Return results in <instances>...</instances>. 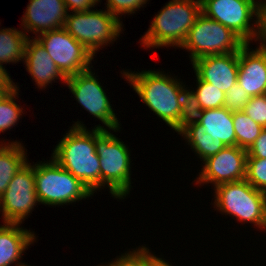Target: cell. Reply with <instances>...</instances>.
<instances>
[{
    "label": "cell",
    "mask_w": 266,
    "mask_h": 266,
    "mask_svg": "<svg viewBox=\"0 0 266 266\" xmlns=\"http://www.w3.org/2000/svg\"><path fill=\"white\" fill-rule=\"evenodd\" d=\"M54 147L51 157L94 194L101 190L100 159L96 153V128L87 129L81 121L73 122Z\"/></svg>",
    "instance_id": "6da1fadb"
},
{
    "label": "cell",
    "mask_w": 266,
    "mask_h": 266,
    "mask_svg": "<svg viewBox=\"0 0 266 266\" xmlns=\"http://www.w3.org/2000/svg\"><path fill=\"white\" fill-rule=\"evenodd\" d=\"M164 70H121L125 78L137 93L141 102L148 106L168 127L180 134L181 107L177 102L179 88L184 84L175 74Z\"/></svg>",
    "instance_id": "7a4b0ae2"
},
{
    "label": "cell",
    "mask_w": 266,
    "mask_h": 266,
    "mask_svg": "<svg viewBox=\"0 0 266 266\" xmlns=\"http://www.w3.org/2000/svg\"><path fill=\"white\" fill-rule=\"evenodd\" d=\"M201 13V0H170L158 11L139 43L145 49L180 48Z\"/></svg>",
    "instance_id": "3957f363"
},
{
    "label": "cell",
    "mask_w": 266,
    "mask_h": 266,
    "mask_svg": "<svg viewBox=\"0 0 266 266\" xmlns=\"http://www.w3.org/2000/svg\"><path fill=\"white\" fill-rule=\"evenodd\" d=\"M111 130L96 128L95 149L100 159L101 190L109 189L115 199L123 200L130 194L131 183V150L128 144L118 138ZM114 131V132H111Z\"/></svg>",
    "instance_id": "277c9868"
},
{
    "label": "cell",
    "mask_w": 266,
    "mask_h": 266,
    "mask_svg": "<svg viewBox=\"0 0 266 266\" xmlns=\"http://www.w3.org/2000/svg\"><path fill=\"white\" fill-rule=\"evenodd\" d=\"M214 209L234 220L248 222L261 230L266 221V193L254 188L246 179L213 188Z\"/></svg>",
    "instance_id": "5b68a950"
},
{
    "label": "cell",
    "mask_w": 266,
    "mask_h": 266,
    "mask_svg": "<svg viewBox=\"0 0 266 266\" xmlns=\"http://www.w3.org/2000/svg\"><path fill=\"white\" fill-rule=\"evenodd\" d=\"M37 198L40 204L65 206L79 202L94 194L78 178L61 167L52 157L34 164Z\"/></svg>",
    "instance_id": "8992f818"
},
{
    "label": "cell",
    "mask_w": 266,
    "mask_h": 266,
    "mask_svg": "<svg viewBox=\"0 0 266 266\" xmlns=\"http://www.w3.org/2000/svg\"><path fill=\"white\" fill-rule=\"evenodd\" d=\"M119 21L106 9L68 13L64 28L95 57L103 47L114 44L123 29Z\"/></svg>",
    "instance_id": "52a82bcc"
},
{
    "label": "cell",
    "mask_w": 266,
    "mask_h": 266,
    "mask_svg": "<svg viewBox=\"0 0 266 266\" xmlns=\"http://www.w3.org/2000/svg\"><path fill=\"white\" fill-rule=\"evenodd\" d=\"M245 44L232 30L201 12L180 48L189 52L192 63L203 56L239 52Z\"/></svg>",
    "instance_id": "ba28073f"
},
{
    "label": "cell",
    "mask_w": 266,
    "mask_h": 266,
    "mask_svg": "<svg viewBox=\"0 0 266 266\" xmlns=\"http://www.w3.org/2000/svg\"><path fill=\"white\" fill-rule=\"evenodd\" d=\"M99 77L91 68L67 77L66 86L82 108L102 122L94 128L115 130L121 128L117 114L114 112ZM120 123V124H119Z\"/></svg>",
    "instance_id": "9c48e42d"
},
{
    "label": "cell",
    "mask_w": 266,
    "mask_h": 266,
    "mask_svg": "<svg viewBox=\"0 0 266 266\" xmlns=\"http://www.w3.org/2000/svg\"><path fill=\"white\" fill-rule=\"evenodd\" d=\"M258 3L259 0H201V12L252 44L258 31Z\"/></svg>",
    "instance_id": "30bf717a"
},
{
    "label": "cell",
    "mask_w": 266,
    "mask_h": 266,
    "mask_svg": "<svg viewBox=\"0 0 266 266\" xmlns=\"http://www.w3.org/2000/svg\"><path fill=\"white\" fill-rule=\"evenodd\" d=\"M38 204L34 164L28 160L13 176L0 197L2 223L23 224Z\"/></svg>",
    "instance_id": "8fae6325"
},
{
    "label": "cell",
    "mask_w": 266,
    "mask_h": 266,
    "mask_svg": "<svg viewBox=\"0 0 266 266\" xmlns=\"http://www.w3.org/2000/svg\"><path fill=\"white\" fill-rule=\"evenodd\" d=\"M36 39L66 77L89 68L94 69L92 60L95 56L75 40L64 27L44 32L36 36Z\"/></svg>",
    "instance_id": "7c38bea8"
},
{
    "label": "cell",
    "mask_w": 266,
    "mask_h": 266,
    "mask_svg": "<svg viewBox=\"0 0 266 266\" xmlns=\"http://www.w3.org/2000/svg\"><path fill=\"white\" fill-rule=\"evenodd\" d=\"M247 150L241 147L226 146L202 163L196 176V186L212 184L213 188L230 182L241 181L246 176Z\"/></svg>",
    "instance_id": "4fadbf2b"
},
{
    "label": "cell",
    "mask_w": 266,
    "mask_h": 266,
    "mask_svg": "<svg viewBox=\"0 0 266 266\" xmlns=\"http://www.w3.org/2000/svg\"><path fill=\"white\" fill-rule=\"evenodd\" d=\"M21 29L26 36L31 33L35 36L65 25L68 11L63 0H29L23 12ZM28 33V34H27Z\"/></svg>",
    "instance_id": "5bb4252c"
},
{
    "label": "cell",
    "mask_w": 266,
    "mask_h": 266,
    "mask_svg": "<svg viewBox=\"0 0 266 266\" xmlns=\"http://www.w3.org/2000/svg\"><path fill=\"white\" fill-rule=\"evenodd\" d=\"M239 52L203 56L193 61L194 73L226 93L238 80Z\"/></svg>",
    "instance_id": "9a60e30c"
},
{
    "label": "cell",
    "mask_w": 266,
    "mask_h": 266,
    "mask_svg": "<svg viewBox=\"0 0 266 266\" xmlns=\"http://www.w3.org/2000/svg\"><path fill=\"white\" fill-rule=\"evenodd\" d=\"M246 43L239 50L237 83L249 97L266 94V48L259 45L252 49Z\"/></svg>",
    "instance_id": "2e32d148"
},
{
    "label": "cell",
    "mask_w": 266,
    "mask_h": 266,
    "mask_svg": "<svg viewBox=\"0 0 266 266\" xmlns=\"http://www.w3.org/2000/svg\"><path fill=\"white\" fill-rule=\"evenodd\" d=\"M23 62V65H26V71L31 75L38 88L44 90L49 84L52 85L59 79L63 84H66L67 77L60 71L36 38L31 39L29 37Z\"/></svg>",
    "instance_id": "e0dca14e"
},
{
    "label": "cell",
    "mask_w": 266,
    "mask_h": 266,
    "mask_svg": "<svg viewBox=\"0 0 266 266\" xmlns=\"http://www.w3.org/2000/svg\"><path fill=\"white\" fill-rule=\"evenodd\" d=\"M20 226L21 224L14 223L0 225V266L27 265L20 260L37 237L31 229Z\"/></svg>",
    "instance_id": "ac0fdd59"
},
{
    "label": "cell",
    "mask_w": 266,
    "mask_h": 266,
    "mask_svg": "<svg viewBox=\"0 0 266 266\" xmlns=\"http://www.w3.org/2000/svg\"><path fill=\"white\" fill-rule=\"evenodd\" d=\"M181 133H211L225 146L236 145L233 112L225 107L205 109L199 123L190 125Z\"/></svg>",
    "instance_id": "d6986e66"
},
{
    "label": "cell",
    "mask_w": 266,
    "mask_h": 266,
    "mask_svg": "<svg viewBox=\"0 0 266 266\" xmlns=\"http://www.w3.org/2000/svg\"><path fill=\"white\" fill-rule=\"evenodd\" d=\"M4 143H3V142ZM22 141H0V197L7 189L13 176L28 161L27 149Z\"/></svg>",
    "instance_id": "ffe728a7"
},
{
    "label": "cell",
    "mask_w": 266,
    "mask_h": 266,
    "mask_svg": "<svg viewBox=\"0 0 266 266\" xmlns=\"http://www.w3.org/2000/svg\"><path fill=\"white\" fill-rule=\"evenodd\" d=\"M29 37L20 28H0V65L23 63Z\"/></svg>",
    "instance_id": "44dd1931"
},
{
    "label": "cell",
    "mask_w": 266,
    "mask_h": 266,
    "mask_svg": "<svg viewBox=\"0 0 266 266\" xmlns=\"http://www.w3.org/2000/svg\"><path fill=\"white\" fill-rule=\"evenodd\" d=\"M183 84L178 91L177 102L181 107L180 113V133L192 124L199 123L203 109L191 88Z\"/></svg>",
    "instance_id": "7402d4cb"
},
{
    "label": "cell",
    "mask_w": 266,
    "mask_h": 266,
    "mask_svg": "<svg viewBox=\"0 0 266 266\" xmlns=\"http://www.w3.org/2000/svg\"><path fill=\"white\" fill-rule=\"evenodd\" d=\"M179 135L184 138L183 140L202 162L226 147L211 133H180Z\"/></svg>",
    "instance_id": "603a6c76"
},
{
    "label": "cell",
    "mask_w": 266,
    "mask_h": 266,
    "mask_svg": "<svg viewBox=\"0 0 266 266\" xmlns=\"http://www.w3.org/2000/svg\"><path fill=\"white\" fill-rule=\"evenodd\" d=\"M236 145L248 149L264 129L243 111L233 112Z\"/></svg>",
    "instance_id": "cb8c5ba5"
},
{
    "label": "cell",
    "mask_w": 266,
    "mask_h": 266,
    "mask_svg": "<svg viewBox=\"0 0 266 266\" xmlns=\"http://www.w3.org/2000/svg\"><path fill=\"white\" fill-rule=\"evenodd\" d=\"M19 89L16 82L15 88L0 102V133H4L18 125L19 120L24 115L22 105L20 106L15 102L19 98L18 95H20L18 93Z\"/></svg>",
    "instance_id": "d4e9b609"
},
{
    "label": "cell",
    "mask_w": 266,
    "mask_h": 266,
    "mask_svg": "<svg viewBox=\"0 0 266 266\" xmlns=\"http://www.w3.org/2000/svg\"><path fill=\"white\" fill-rule=\"evenodd\" d=\"M195 79L197 88L193 92L195 93L200 106L203 110L214 109L224 107V99L226 94L216 88L214 85L201 80L196 74Z\"/></svg>",
    "instance_id": "484cf974"
},
{
    "label": "cell",
    "mask_w": 266,
    "mask_h": 266,
    "mask_svg": "<svg viewBox=\"0 0 266 266\" xmlns=\"http://www.w3.org/2000/svg\"><path fill=\"white\" fill-rule=\"evenodd\" d=\"M151 249L146 247V244L136 248L132 251L121 253L115 259L111 260L108 264L105 262L104 266H151Z\"/></svg>",
    "instance_id": "4316f807"
},
{
    "label": "cell",
    "mask_w": 266,
    "mask_h": 266,
    "mask_svg": "<svg viewBox=\"0 0 266 266\" xmlns=\"http://www.w3.org/2000/svg\"><path fill=\"white\" fill-rule=\"evenodd\" d=\"M245 179L254 188L266 193V158L247 157Z\"/></svg>",
    "instance_id": "83f0119b"
},
{
    "label": "cell",
    "mask_w": 266,
    "mask_h": 266,
    "mask_svg": "<svg viewBox=\"0 0 266 266\" xmlns=\"http://www.w3.org/2000/svg\"><path fill=\"white\" fill-rule=\"evenodd\" d=\"M149 0H106V10L114 15L119 21L121 16L134 15L140 8L146 7ZM145 5V6H144Z\"/></svg>",
    "instance_id": "f1b7e54d"
},
{
    "label": "cell",
    "mask_w": 266,
    "mask_h": 266,
    "mask_svg": "<svg viewBox=\"0 0 266 266\" xmlns=\"http://www.w3.org/2000/svg\"><path fill=\"white\" fill-rule=\"evenodd\" d=\"M224 107L231 112L243 111L250 97L238 83L234 84L225 93Z\"/></svg>",
    "instance_id": "f546056e"
},
{
    "label": "cell",
    "mask_w": 266,
    "mask_h": 266,
    "mask_svg": "<svg viewBox=\"0 0 266 266\" xmlns=\"http://www.w3.org/2000/svg\"><path fill=\"white\" fill-rule=\"evenodd\" d=\"M243 112L262 127L266 128V94L250 97Z\"/></svg>",
    "instance_id": "4dcf8cb0"
},
{
    "label": "cell",
    "mask_w": 266,
    "mask_h": 266,
    "mask_svg": "<svg viewBox=\"0 0 266 266\" xmlns=\"http://www.w3.org/2000/svg\"><path fill=\"white\" fill-rule=\"evenodd\" d=\"M266 48V0L258 3V31L254 43Z\"/></svg>",
    "instance_id": "1f68e13d"
},
{
    "label": "cell",
    "mask_w": 266,
    "mask_h": 266,
    "mask_svg": "<svg viewBox=\"0 0 266 266\" xmlns=\"http://www.w3.org/2000/svg\"><path fill=\"white\" fill-rule=\"evenodd\" d=\"M247 157L266 158V128H264L259 137L247 149Z\"/></svg>",
    "instance_id": "d6a6232c"
},
{
    "label": "cell",
    "mask_w": 266,
    "mask_h": 266,
    "mask_svg": "<svg viewBox=\"0 0 266 266\" xmlns=\"http://www.w3.org/2000/svg\"><path fill=\"white\" fill-rule=\"evenodd\" d=\"M68 13L89 11L96 7L102 0H63Z\"/></svg>",
    "instance_id": "836d02e7"
},
{
    "label": "cell",
    "mask_w": 266,
    "mask_h": 266,
    "mask_svg": "<svg viewBox=\"0 0 266 266\" xmlns=\"http://www.w3.org/2000/svg\"><path fill=\"white\" fill-rule=\"evenodd\" d=\"M5 66L0 65V87H15V82L11 79Z\"/></svg>",
    "instance_id": "e575fe53"
},
{
    "label": "cell",
    "mask_w": 266,
    "mask_h": 266,
    "mask_svg": "<svg viewBox=\"0 0 266 266\" xmlns=\"http://www.w3.org/2000/svg\"><path fill=\"white\" fill-rule=\"evenodd\" d=\"M163 257V258H162ZM156 256L155 253L151 252V266H173L169 261L164 259V256Z\"/></svg>",
    "instance_id": "d590c367"
},
{
    "label": "cell",
    "mask_w": 266,
    "mask_h": 266,
    "mask_svg": "<svg viewBox=\"0 0 266 266\" xmlns=\"http://www.w3.org/2000/svg\"><path fill=\"white\" fill-rule=\"evenodd\" d=\"M15 87H0V102L14 89Z\"/></svg>",
    "instance_id": "8d00e7d4"
},
{
    "label": "cell",
    "mask_w": 266,
    "mask_h": 266,
    "mask_svg": "<svg viewBox=\"0 0 266 266\" xmlns=\"http://www.w3.org/2000/svg\"><path fill=\"white\" fill-rule=\"evenodd\" d=\"M265 230H266V221H265L264 225H263L262 228H261V231H262V232H263V231L266 232Z\"/></svg>",
    "instance_id": "74e56055"
}]
</instances>
